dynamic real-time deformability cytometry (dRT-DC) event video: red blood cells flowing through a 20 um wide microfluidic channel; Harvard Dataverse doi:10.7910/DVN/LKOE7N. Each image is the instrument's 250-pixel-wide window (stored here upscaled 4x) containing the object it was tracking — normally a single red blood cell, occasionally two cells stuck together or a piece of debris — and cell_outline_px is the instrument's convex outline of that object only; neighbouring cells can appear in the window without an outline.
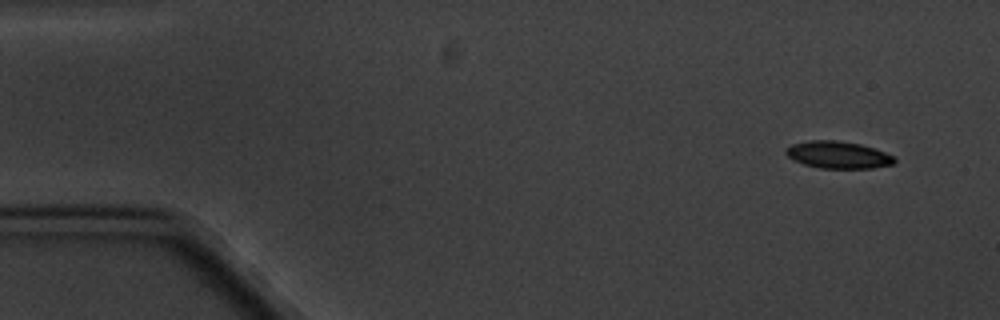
{"species": "common noctule bat (a hibernating species)", "species_latin": "Nyctalus noctula", "temperature_condition": "cold", "stored_images_in_passage": 6, "camera_frame_rate_fps": 3000, "um_per_image_px": 0.085, "animal": {"sex": "male", "body_mass_g": 20.1, "forearm_length_mm": 53.5}, "frame": {"image": 1, "passage_image": 1, "time_ms": 0.0, "image_size_px": [1000, 320], "cell_outline_px": [[896, 160], [892, 164], [872, 168], [820, 168], [804, 164], [788, 156], [784, 152], [792, 144], [812, 140], [836, 140], [860, 144], [884, 152], [892, 156]], "centroid_in_image_um": [71.23, 13.16], "position_along_channel_um": 13.8, "area_um2": 16.82}}
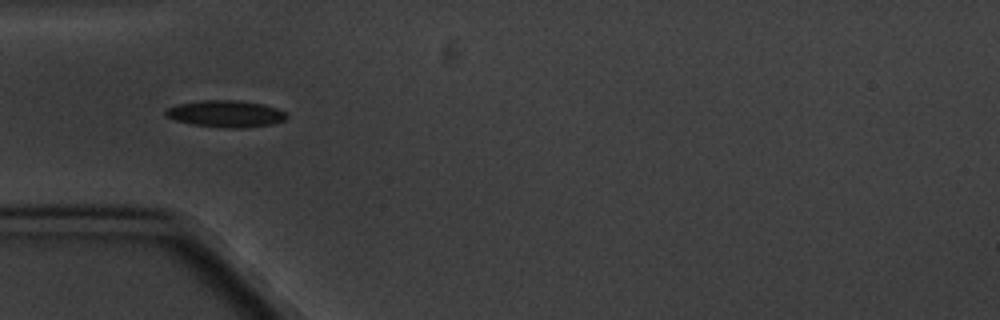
{"frame": {"image": 2, "passage_image": 5, "time_ms": 4.667, "image_size_px": [1000, 320], "cell_outline_px": [[288, 116], [284, 120], [272, 124], [244, 128], [228, 128], [192, 124], [176, 120], [168, 116], [164, 112], [168, 108], [176, 104], [200, 100], [240, 100], [260, 104], [276, 108], [284, 112]], "centroid_in_image_um": [19.19, 9.66], "position_along_channel_um": 65.8, "area_um2": 18.73}}